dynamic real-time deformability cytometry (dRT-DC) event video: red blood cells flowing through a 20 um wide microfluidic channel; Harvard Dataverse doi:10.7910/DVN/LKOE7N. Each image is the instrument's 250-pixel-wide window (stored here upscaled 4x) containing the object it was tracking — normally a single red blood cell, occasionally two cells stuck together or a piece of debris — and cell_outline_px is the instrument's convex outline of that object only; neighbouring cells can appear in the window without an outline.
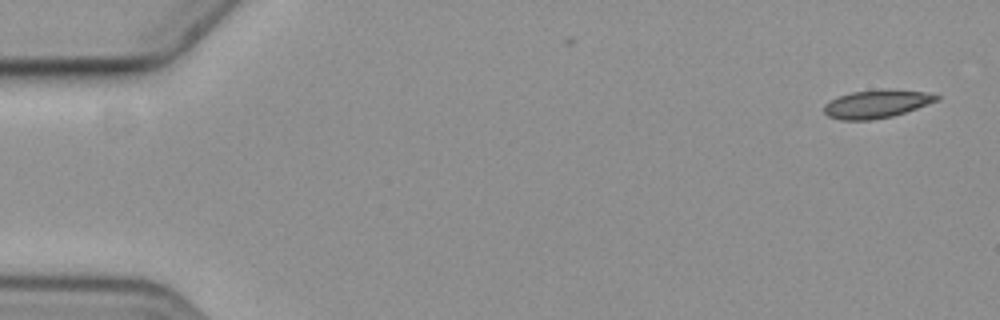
{"species": "common noctule bat (a hibernating species)", "species_latin": "Nyctalus noctula", "temperature_condition": "cold", "stored_images_in_passage": 3, "camera_frame_rate_fps": 3000, "um_per_image_px": 0.085, "animal": {"sex": "female", "body_mass_g": 19.3, "forearm_length_mm": 54.1}, "frame": {"image": 1, "passage_image": 1, "time_ms": 0.0, "image_size_px": [1000, 320], "cell_outline_px": [[940, 100], [892, 116], [872, 120], [840, 120], [828, 116], [824, 112], [824, 104], [840, 96], [852, 92], [884, 88], [892, 88], [924, 92], [940, 96]], "centroid_in_image_um": [74.52, 8.82], "position_along_channel_um": 10.5, "area_um2": 18.5}}